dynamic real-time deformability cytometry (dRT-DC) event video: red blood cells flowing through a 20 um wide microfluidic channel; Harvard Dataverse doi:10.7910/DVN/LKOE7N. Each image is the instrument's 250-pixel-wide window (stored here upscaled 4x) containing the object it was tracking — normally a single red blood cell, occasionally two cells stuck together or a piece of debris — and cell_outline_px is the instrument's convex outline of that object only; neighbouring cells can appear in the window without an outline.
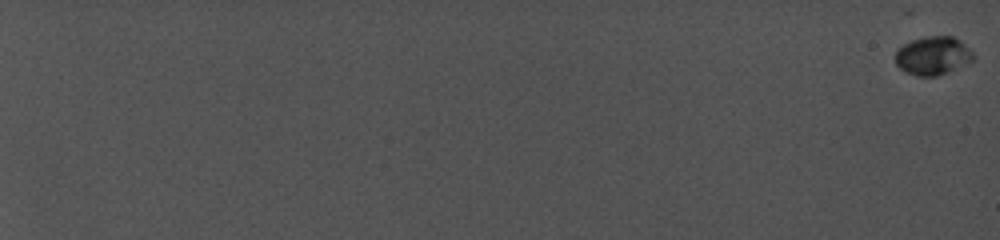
{"species": "common noctule bat (a hibernating species)", "species_latin": "Nyctalus noctula", "temperature_condition": "cold", "stored_images_in_passage": 33, "camera_frame_rate_fps": 5000, "um_per_image_px": 0.085, "animal": {"sex": "female", "body_mass_g": 19.0, "forearm_length_mm": 56.7}, "frame": {"image": 1, "passage_image": 1, "time_ms": 0.0, "image_size_px": [1000, 240], "cell_outline_px": [[976, 56], [972, 60], [936, 76], [916, 76], [900, 68], [896, 64], [896, 52], [904, 44], [912, 40], [928, 36], [952, 36], [960, 40]], "centroid_in_image_um": [79.29, 4.72], "position_along_channel_um": 5.7, "area_um2": 16.99}}
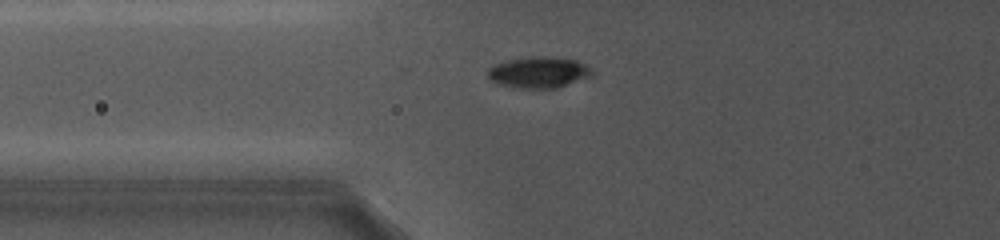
{"frame": {"image": 2, "passage_image": 23, "time_ms": 10.2, "image_size_px": [1000, 240], "cell_outline_px": [[592, 72], [588, 76], [556, 88], [512, 88], [496, 84], [488, 76], [488, 72], [496, 64], [512, 60], [536, 56], [544, 56], [572, 60], [588, 68]], "centroid_in_image_um": [45.7, 6.18], "position_along_channel_um": 80.1, "area_um2": 18.09}}
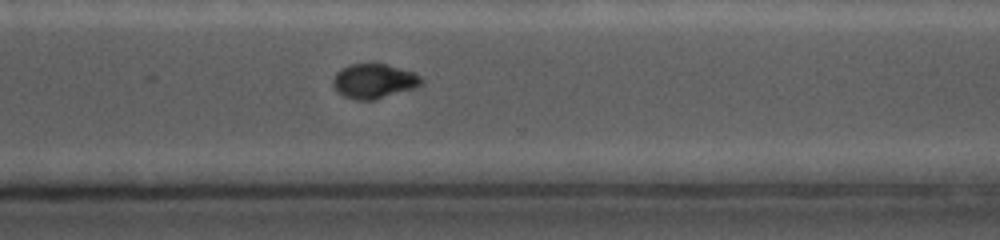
{"frame": {"image": 3, "passage_image": 33, "time_ms": 17.0, "image_size_px": [1000, 240], "cell_outline_px": [[424, 80], [420, 84], [412, 88], [372, 100], [356, 100], [344, 96], [336, 92], [332, 84], [332, 80], [336, 72], [352, 64], [384, 64], [412, 72], [420, 76]], "centroid_in_image_um": [31.72, 6.9], "position_along_channel_um": 338.9, "area_um2": 17.4}}